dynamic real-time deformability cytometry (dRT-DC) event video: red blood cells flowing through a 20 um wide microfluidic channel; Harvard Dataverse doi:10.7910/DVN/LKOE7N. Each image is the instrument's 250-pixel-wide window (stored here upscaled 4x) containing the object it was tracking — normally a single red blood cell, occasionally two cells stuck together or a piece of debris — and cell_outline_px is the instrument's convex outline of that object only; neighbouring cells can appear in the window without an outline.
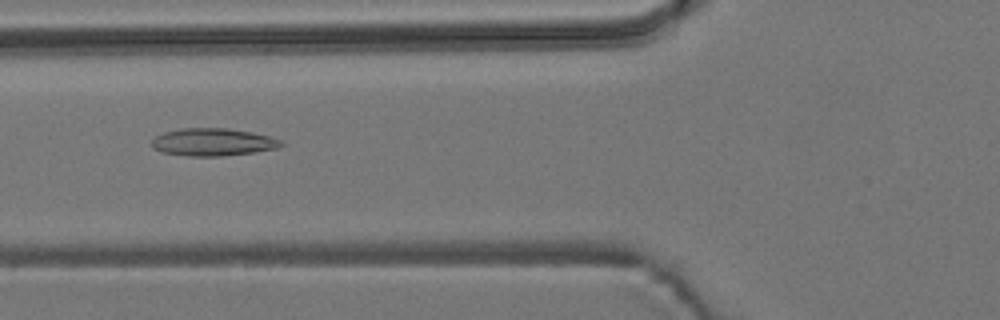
{"species": "common noctule bat (a hibernating species)", "species_latin": "Nyctalus noctula", "temperature_condition": "room temperature", "stored_images_in_passage": 39, "camera_frame_rate_fps": 3000, "um_per_image_px": 0.085, "animal": {"sex": "male", "body_mass_g": 19.2, "forearm_length_mm": 51.8}, "frame": {"image": 1, "passage_image": 5, "time_ms": 1.333, "image_size_px": [1000, 320], "cell_outline_px": [[284, 144], [276, 148], [256, 152], [220, 156], [188, 156], [160, 152], [152, 148], [152, 140], [156, 136], [164, 132], [180, 128], [228, 128], [252, 132], [284, 140]], "centroid_in_image_um": [18.09, 12.08], "position_along_channel_um": 107.7, "area_um2": 20.92}}
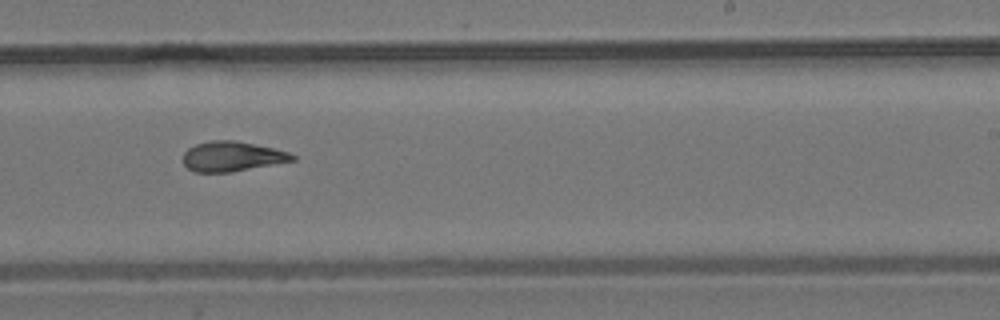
{"frame": {"image": 2, "passage_image": 18, "time_ms": 5.667, "image_size_px": [1000, 320], "cell_outline_px": [[296, 160], [232, 172], [196, 172], [188, 168], [184, 164], [184, 152], [188, 148], [196, 144], [212, 140], [236, 140], [272, 148], [288, 152], [296, 156]], "centroid_in_image_um": [19.73, 13.29], "position_along_channel_um": 269.3, "area_um2": 18.96}}
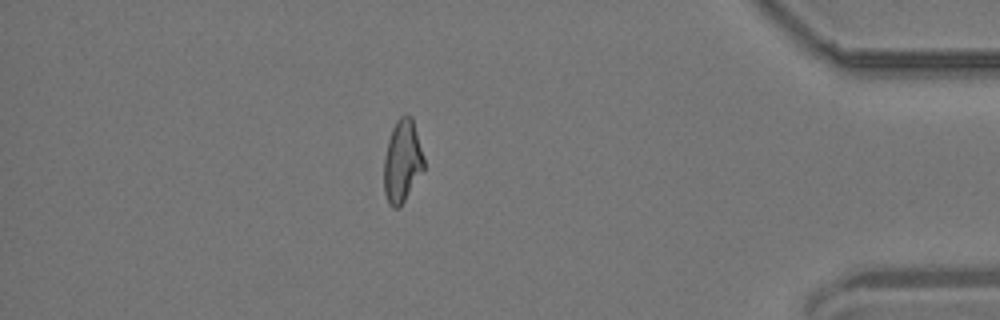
{"frame": {"image": 3, "passage_image": 32, "time_ms": 10.333, "image_size_px": [1000, 320], "cell_outline_px": [[424, 168], [400, 208], [392, 208], [388, 204], [384, 192], [384, 156], [388, 140], [392, 128], [396, 120], [400, 116], [412, 116], [424, 156]], "centroid_in_image_um": [34.18, 13.72], "position_along_channel_um": 401.0, "area_um2": 19.31}, "authors_computed_cell_mechanics": {"area_um2": 19.5364, "velocity_mm_per_s": 3.7264, "shape_relaxation_time_tau1_ms": null, "shape_relaxation_time_tau2_ms": 2.7539, "deformation_change_tau1": null, "deformation_change_tau2": 0.1039}}